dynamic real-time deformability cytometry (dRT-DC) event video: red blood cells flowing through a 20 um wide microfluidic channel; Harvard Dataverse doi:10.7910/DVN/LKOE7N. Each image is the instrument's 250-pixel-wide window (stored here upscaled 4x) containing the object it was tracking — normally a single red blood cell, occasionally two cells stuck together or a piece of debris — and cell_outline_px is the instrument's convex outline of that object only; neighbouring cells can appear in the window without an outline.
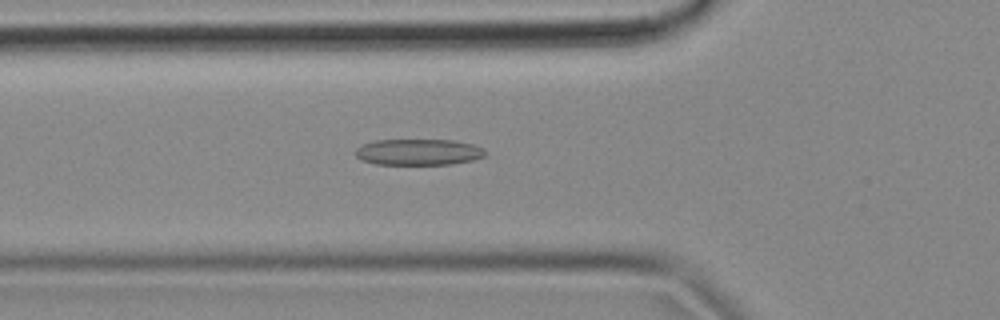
{"species": "common noctule bat (a hibernating species)", "species_latin": "Nyctalus noctula", "temperature_condition": "cold", "stored_images_in_passage": 53, "camera_frame_rate_fps": 3000, "um_per_image_px": 0.085, "animal": {"sex": "female", "body_mass_g": 18.4}, "frame": {"image": 1, "passage_image": 18, "time_ms": 5.667, "image_size_px": [1000, 320], "cell_outline_px": [[484, 156], [472, 160], [452, 164], [376, 164], [360, 160], [356, 156], [356, 148], [364, 144], [376, 140], [452, 140], [472, 144], [484, 148]], "centroid_in_image_um": [35.55, 12.92], "position_along_channel_um": 90.2, "area_um2": 19.65}}
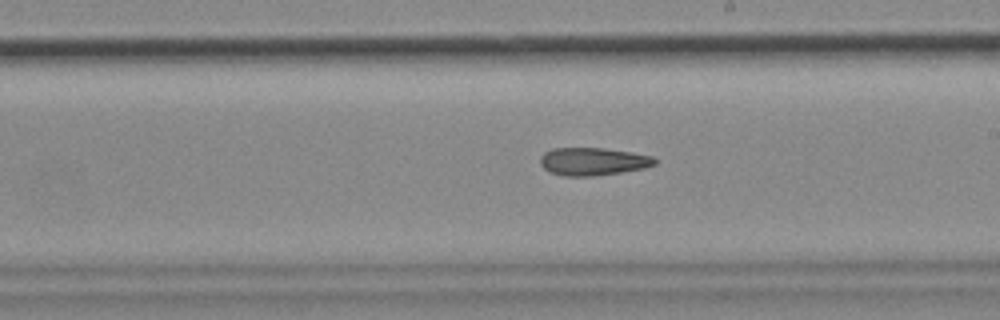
{"frame": {"image": 2, "passage_image": 30, "time_ms": 9.667, "image_size_px": [1000, 320], "cell_outline_px": [[656, 164], [644, 168], [620, 172], [592, 176], [564, 176], [548, 172], [540, 164], [540, 156], [544, 152], [552, 148], [604, 148], [632, 152], [652, 156], [656, 160]], "centroid_in_image_um": [50.37, 13.72], "position_along_channel_um": 238.6, "area_um2": 18.61}}
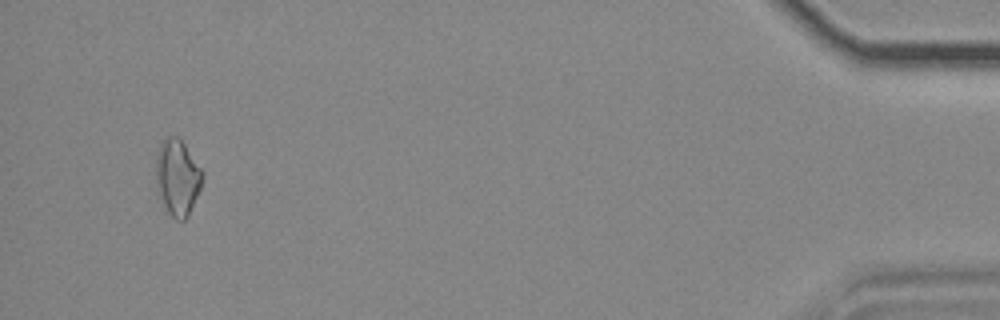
{"frame": {"image": 3, "passage_image": 51, "time_ms": 16.667, "image_size_px": [1000, 320], "cell_outline_px": [[204, 176], [200, 188], [188, 216], [184, 220], [176, 220], [168, 212], [156, 192], [156, 152], [164, 136], [176, 136], [184, 144], [204, 172]], "centroid_in_image_um": [15.06, 15.07], "position_along_channel_um": 420.1, "area_um2": 20.75}}